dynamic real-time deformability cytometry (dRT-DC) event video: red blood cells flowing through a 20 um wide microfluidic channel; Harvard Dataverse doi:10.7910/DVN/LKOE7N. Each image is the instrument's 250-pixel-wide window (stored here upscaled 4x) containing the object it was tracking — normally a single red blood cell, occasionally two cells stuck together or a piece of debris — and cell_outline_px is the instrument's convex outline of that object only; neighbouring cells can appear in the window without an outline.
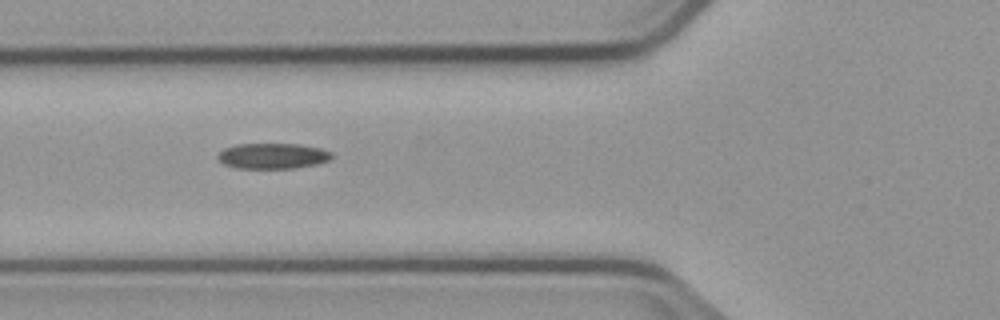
{"species": "common noctule bat (a hibernating species)", "species_latin": "Nyctalus noctula", "temperature_condition": "cold", "stored_images_in_passage": 9, "camera_frame_rate_fps": 3000, "um_per_image_px": 0.085, "animal": {"sex": "male", "body_mass_g": 23.1, "forearm_length_mm": 52.7}, "frame": {"image": 1, "passage_image": 6, "time_ms": 6.667, "image_size_px": [1000, 320], "cell_outline_px": [[332, 160], [316, 164], [296, 168], [236, 168], [224, 164], [216, 156], [224, 148], [236, 144], [300, 144], [320, 148], [332, 152]], "centroid_in_image_um": [23.2, 13.25], "position_along_channel_um": 102.6, "area_um2": 17.05}}
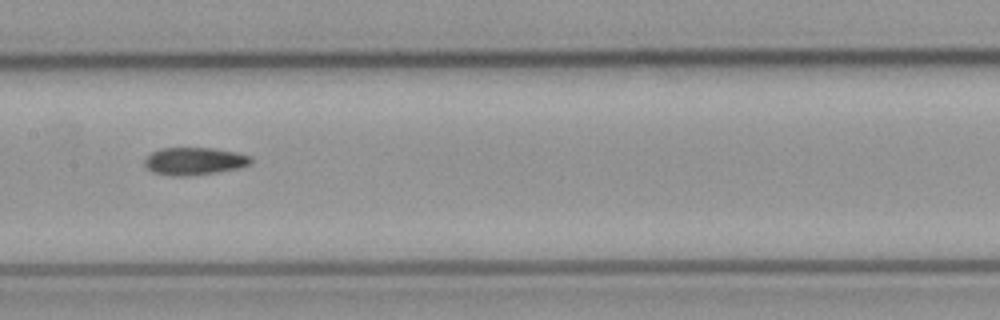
{"frame": {"image": 2, "passage_image": 8, "time_ms": 9.0, "image_size_px": [1000, 320], "cell_outline_px": [[252, 160], [248, 164], [240, 168], [216, 172], [184, 176], [172, 176], [152, 172], [144, 164], [144, 160], [152, 152], [160, 148], [212, 148], [236, 152], [252, 156]], "centroid_in_image_um": [16.51, 13.69], "position_along_channel_um": 190.9, "area_um2": 16.99}}
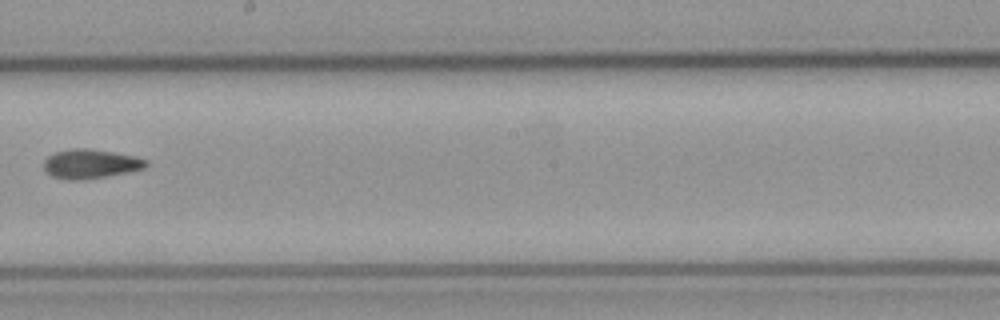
{"frame": {"image": 3, "passage_image": 9, "time_ms": 10.333, "image_size_px": [1000, 320], "cell_outline_px": [[148, 164], [144, 168], [128, 172], [108, 176], [84, 180], [64, 180], [52, 176], [44, 168], [44, 160], [48, 156], [56, 152], [72, 148], [88, 148], [136, 156], [148, 160]], "centroid_in_image_um": [7.7, 13.93], "position_along_channel_um": 240.5, "area_um2": 17.51}}